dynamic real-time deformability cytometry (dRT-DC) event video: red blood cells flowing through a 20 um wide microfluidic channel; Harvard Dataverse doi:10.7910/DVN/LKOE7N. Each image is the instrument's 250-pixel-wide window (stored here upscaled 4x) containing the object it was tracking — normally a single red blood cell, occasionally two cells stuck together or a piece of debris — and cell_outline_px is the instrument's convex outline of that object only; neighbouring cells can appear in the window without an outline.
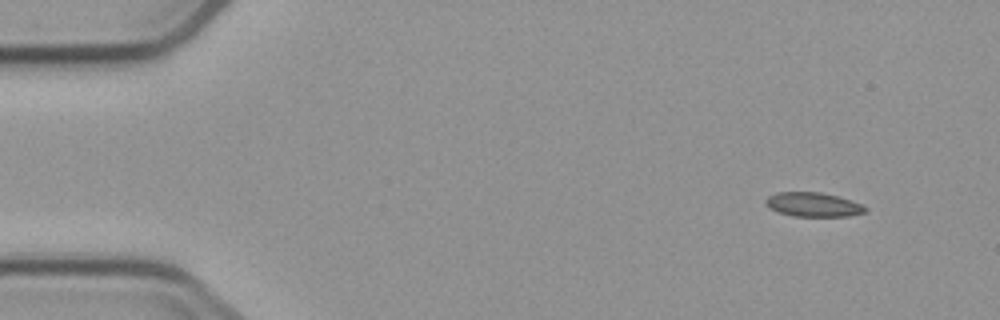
{"species": "common noctule bat (a hibernating species)", "species_latin": "Nyctalus noctula", "temperature_condition": "cold", "stored_images_in_passage": 5, "segment_of_instrument_passage": [1, 2], "camera_frame_rate_fps": 3000, "um_per_image_px": 0.085, "animal": {"sex": "male", "body_mass_g": 23.1, "forearm_length_mm": 52.7}, "frame": {"image": 1, "passage_image": 1, "time_ms": 0.0, "image_size_px": [1000, 320], "cell_outline_px": [[868, 212], [848, 216], [792, 216], [780, 212], [764, 204], [764, 200], [768, 196], [776, 192], [820, 192], [836, 196], [860, 204], [868, 208]], "centroid_in_image_um": [69.11, 17.39], "position_along_channel_um": 15.9, "area_um2": 13.93}}